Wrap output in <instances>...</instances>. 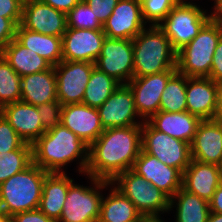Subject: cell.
<instances>
[{
	"instance_id": "cell-14",
	"label": "cell",
	"mask_w": 222,
	"mask_h": 222,
	"mask_svg": "<svg viewBox=\"0 0 222 222\" xmlns=\"http://www.w3.org/2000/svg\"><path fill=\"white\" fill-rule=\"evenodd\" d=\"M97 109L104 129L143 124L142 121L135 120L141 117L136 110L133 93L127 84H120Z\"/></svg>"
},
{
	"instance_id": "cell-41",
	"label": "cell",
	"mask_w": 222,
	"mask_h": 222,
	"mask_svg": "<svg viewBox=\"0 0 222 222\" xmlns=\"http://www.w3.org/2000/svg\"><path fill=\"white\" fill-rule=\"evenodd\" d=\"M11 222H54L39 209L24 211L11 216Z\"/></svg>"
},
{
	"instance_id": "cell-37",
	"label": "cell",
	"mask_w": 222,
	"mask_h": 222,
	"mask_svg": "<svg viewBox=\"0 0 222 222\" xmlns=\"http://www.w3.org/2000/svg\"><path fill=\"white\" fill-rule=\"evenodd\" d=\"M62 106L59 101H51L37 106V112L45 131L51 130L61 124Z\"/></svg>"
},
{
	"instance_id": "cell-23",
	"label": "cell",
	"mask_w": 222,
	"mask_h": 222,
	"mask_svg": "<svg viewBox=\"0 0 222 222\" xmlns=\"http://www.w3.org/2000/svg\"><path fill=\"white\" fill-rule=\"evenodd\" d=\"M20 101L34 106L58 101L54 66L42 72L21 77Z\"/></svg>"
},
{
	"instance_id": "cell-25",
	"label": "cell",
	"mask_w": 222,
	"mask_h": 222,
	"mask_svg": "<svg viewBox=\"0 0 222 222\" xmlns=\"http://www.w3.org/2000/svg\"><path fill=\"white\" fill-rule=\"evenodd\" d=\"M73 179L67 173H48L45 177L39 210L54 222H58Z\"/></svg>"
},
{
	"instance_id": "cell-32",
	"label": "cell",
	"mask_w": 222,
	"mask_h": 222,
	"mask_svg": "<svg viewBox=\"0 0 222 222\" xmlns=\"http://www.w3.org/2000/svg\"><path fill=\"white\" fill-rule=\"evenodd\" d=\"M33 163L32 145L25 143L14 151L0 153V184Z\"/></svg>"
},
{
	"instance_id": "cell-18",
	"label": "cell",
	"mask_w": 222,
	"mask_h": 222,
	"mask_svg": "<svg viewBox=\"0 0 222 222\" xmlns=\"http://www.w3.org/2000/svg\"><path fill=\"white\" fill-rule=\"evenodd\" d=\"M61 124L88 146L104 132L98 109L83 103L62 106Z\"/></svg>"
},
{
	"instance_id": "cell-19",
	"label": "cell",
	"mask_w": 222,
	"mask_h": 222,
	"mask_svg": "<svg viewBox=\"0 0 222 222\" xmlns=\"http://www.w3.org/2000/svg\"><path fill=\"white\" fill-rule=\"evenodd\" d=\"M218 105V83L209 77H187L186 111L200 120L213 119Z\"/></svg>"
},
{
	"instance_id": "cell-42",
	"label": "cell",
	"mask_w": 222,
	"mask_h": 222,
	"mask_svg": "<svg viewBox=\"0 0 222 222\" xmlns=\"http://www.w3.org/2000/svg\"><path fill=\"white\" fill-rule=\"evenodd\" d=\"M209 78L217 83L222 82V36L215 49Z\"/></svg>"
},
{
	"instance_id": "cell-47",
	"label": "cell",
	"mask_w": 222,
	"mask_h": 222,
	"mask_svg": "<svg viewBox=\"0 0 222 222\" xmlns=\"http://www.w3.org/2000/svg\"><path fill=\"white\" fill-rule=\"evenodd\" d=\"M207 222H222V214L211 212Z\"/></svg>"
},
{
	"instance_id": "cell-11",
	"label": "cell",
	"mask_w": 222,
	"mask_h": 222,
	"mask_svg": "<svg viewBox=\"0 0 222 222\" xmlns=\"http://www.w3.org/2000/svg\"><path fill=\"white\" fill-rule=\"evenodd\" d=\"M94 67V63L63 60L54 66L57 99L63 106L82 103Z\"/></svg>"
},
{
	"instance_id": "cell-17",
	"label": "cell",
	"mask_w": 222,
	"mask_h": 222,
	"mask_svg": "<svg viewBox=\"0 0 222 222\" xmlns=\"http://www.w3.org/2000/svg\"><path fill=\"white\" fill-rule=\"evenodd\" d=\"M131 170L160 189L170 199L182 187V173L178 169L167 166L143 149Z\"/></svg>"
},
{
	"instance_id": "cell-36",
	"label": "cell",
	"mask_w": 222,
	"mask_h": 222,
	"mask_svg": "<svg viewBox=\"0 0 222 222\" xmlns=\"http://www.w3.org/2000/svg\"><path fill=\"white\" fill-rule=\"evenodd\" d=\"M25 141L0 113V153L21 148Z\"/></svg>"
},
{
	"instance_id": "cell-35",
	"label": "cell",
	"mask_w": 222,
	"mask_h": 222,
	"mask_svg": "<svg viewBox=\"0 0 222 222\" xmlns=\"http://www.w3.org/2000/svg\"><path fill=\"white\" fill-rule=\"evenodd\" d=\"M142 17L150 25H159L180 0H140Z\"/></svg>"
},
{
	"instance_id": "cell-20",
	"label": "cell",
	"mask_w": 222,
	"mask_h": 222,
	"mask_svg": "<svg viewBox=\"0 0 222 222\" xmlns=\"http://www.w3.org/2000/svg\"><path fill=\"white\" fill-rule=\"evenodd\" d=\"M190 148L192 159L220 166L222 163V125L214 119L201 120Z\"/></svg>"
},
{
	"instance_id": "cell-8",
	"label": "cell",
	"mask_w": 222,
	"mask_h": 222,
	"mask_svg": "<svg viewBox=\"0 0 222 222\" xmlns=\"http://www.w3.org/2000/svg\"><path fill=\"white\" fill-rule=\"evenodd\" d=\"M88 179L91 180L92 187L75 183L69 186L58 222H98L103 197L100 190L111 187V182L91 176Z\"/></svg>"
},
{
	"instance_id": "cell-2",
	"label": "cell",
	"mask_w": 222,
	"mask_h": 222,
	"mask_svg": "<svg viewBox=\"0 0 222 222\" xmlns=\"http://www.w3.org/2000/svg\"><path fill=\"white\" fill-rule=\"evenodd\" d=\"M33 163L48 173H66L62 168L79 161L78 172L85 175L89 162V146L71 130L59 124L46 131L32 144Z\"/></svg>"
},
{
	"instance_id": "cell-29",
	"label": "cell",
	"mask_w": 222,
	"mask_h": 222,
	"mask_svg": "<svg viewBox=\"0 0 222 222\" xmlns=\"http://www.w3.org/2000/svg\"><path fill=\"white\" fill-rule=\"evenodd\" d=\"M169 205L170 211L176 207V222H207L211 213L207 200L182 187L170 199Z\"/></svg>"
},
{
	"instance_id": "cell-44",
	"label": "cell",
	"mask_w": 222,
	"mask_h": 222,
	"mask_svg": "<svg viewBox=\"0 0 222 222\" xmlns=\"http://www.w3.org/2000/svg\"><path fill=\"white\" fill-rule=\"evenodd\" d=\"M211 212L222 214V183L216 188L212 199L209 201Z\"/></svg>"
},
{
	"instance_id": "cell-26",
	"label": "cell",
	"mask_w": 222,
	"mask_h": 222,
	"mask_svg": "<svg viewBox=\"0 0 222 222\" xmlns=\"http://www.w3.org/2000/svg\"><path fill=\"white\" fill-rule=\"evenodd\" d=\"M15 39L47 60L52 66L62 61V37L33 32L19 24L16 28Z\"/></svg>"
},
{
	"instance_id": "cell-33",
	"label": "cell",
	"mask_w": 222,
	"mask_h": 222,
	"mask_svg": "<svg viewBox=\"0 0 222 222\" xmlns=\"http://www.w3.org/2000/svg\"><path fill=\"white\" fill-rule=\"evenodd\" d=\"M21 99V77L0 54V109Z\"/></svg>"
},
{
	"instance_id": "cell-13",
	"label": "cell",
	"mask_w": 222,
	"mask_h": 222,
	"mask_svg": "<svg viewBox=\"0 0 222 222\" xmlns=\"http://www.w3.org/2000/svg\"><path fill=\"white\" fill-rule=\"evenodd\" d=\"M105 38L103 30L67 27L62 36V60L95 63Z\"/></svg>"
},
{
	"instance_id": "cell-28",
	"label": "cell",
	"mask_w": 222,
	"mask_h": 222,
	"mask_svg": "<svg viewBox=\"0 0 222 222\" xmlns=\"http://www.w3.org/2000/svg\"><path fill=\"white\" fill-rule=\"evenodd\" d=\"M142 218L135 205L115 187L102 197L98 222H140Z\"/></svg>"
},
{
	"instance_id": "cell-12",
	"label": "cell",
	"mask_w": 222,
	"mask_h": 222,
	"mask_svg": "<svg viewBox=\"0 0 222 222\" xmlns=\"http://www.w3.org/2000/svg\"><path fill=\"white\" fill-rule=\"evenodd\" d=\"M176 72L177 70H168L148 76L133 77L127 83L133 93L141 121H147L159 111L163 90Z\"/></svg>"
},
{
	"instance_id": "cell-45",
	"label": "cell",
	"mask_w": 222,
	"mask_h": 222,
	"mask_svg": "<svg viewBox=\"0 0 222 222\" xmlns=\"http://www.w3.org/2000/svg\"><path fill=\"white\" fill-rule=\"evenodd\" d=\"M214 10L209 15V21L218 24L222 28V0L214 2Z\"/></svg>"
},
{
	"instance_id": "cell-22",
	"label": "cell",
	"mask_w": 222,
	"mask_h": 222,
	"mask_svg": "<svg viewBox=\"0 0 222 222\" xmlns=\"http://www.w3.org/2000/svg\"><path fill=\"white\" fill-rule=\"evenodd\" d=\"M0 113L25 143L32 145L46 132L42 127L37 106L18 101L3 106Z\"/></svg>"
},
{
	"instance_id": "cell-16",
	"label": "cell",
	"mask_w": 222,
	"mask_h": 222,
	"mask_svg": "<svg viewBox=\"0 0 222 222\" xmlns=\"http://www.w3.org/2000/svg\"><path fill=\"white\" fill-rule=\"evenodd\" d=\"M20 24L33 32L62 37L67 29L66 13L41 0H24Z\"/></svg>"
},
{
	"instance_id": "cell-7",
	"label": "cell",
	"mask_w": 222,
	"mask_h": 222,
	"mask_svg": "<svg viewBox=\"0 0 222 222\" xmlns=\"http://www.w3.org/2000/svg\"><path fill=\"white\" fill-rule=\"evenodd\" d=\"M208 21L209 15L204 9L193 2L180 0L158 26L178 52L198 35Z\"/></svg>"
},
{
	"instance_id": "cell-31",
	"label": "cell",
	"mask_w": 222,
	"mask_h": 222,
	"mask_svg": "<svg viewBox=\"0 0 222 222\" xmlns=\"http://www.w3.org/2000/svg\"><path fill=\"white\" fill-rule=\"evenodd\" d=\"M186 86L187 76L177 71L163 90L159 110L169 113L186 111Z\"/></svg>"
},
{
	"instance_id": "cell-39",
	"label": "cell",
	"mask_w": 222,
	"mask_h": 222,
	"mask_svg": "<svg viewBox=\"0 0 222 222\" xmlns=\"http://www.w3.org/2000/svg\"><path fill=\"white\" fill-rule=\"evenodd\" d=\"M22 19H8L0 16V54L5 46L15 38L16 28Z\"/></svg>"
},
{
	"instance_id": "cell-43",
	"label": "cell",
	"mask_w": 222,
	"mask_h": 222,
	"mask_svg": "<svg viewBox=\"0 0 222 222\" xmlns=\"http://www.w3.org/2000/svg\"><path fill=\"white\" fill-rule=\"evenodd\" d=\"M42 2L50 5L56 10L68 13L71 11L81 0H41Z\"/></svg>"
},
{
	"instance_id": "cell-50",
	"label": "cell",
	"mask_w": 222,
	"mask_h": 222,
	"mask_svg": "<svg viewBox=\"0 0 222 222\" xmlns=\"http://www.w3.org/2000/svg\"><path fill=\"white\" fill-rule=\"evenodd\" d=\"M218 102H222V82L218 83Z\"/></svg>"
},
{
	"instance_id": "cell-49",
	"label": "cell",
	"mask_w": 222,
	"mask_h": 222,
	"mask_svg": "<svg viewBox=\"0 0 222 222\" xmlns=\"http://www.w3.org/2000/svg\"><path fill=\"white\" fill-rule=\"evenodd\" d=\"M0 222H11V216L0 210Z\"/></svg>"
},
{
	"instance_id": "cell-48",
	"label": "cell",
	"mask_w": 222,
	"mask_h": 222,
	"mask_svg": "<svg viewBox=\"0 0 222 222\" xmlns=\"http://www.w3.org/2000/svg\"><path fill=\"white\" fill-rule=\"evenodd\" d=\"M160 217H143L140 222H164Z\"/></svg>"
},
{
	"instance_id": "cell-4",
	"label": "cell",
	"mask_w": 222,
	"mask_h": 222,
	"mask_svg": "<svg viewBox=\"0 0 222 222\" xmlns=\"http://www.w3.org/2000/svg\"><path fill=\"white\" fill-rule=\"evenodd\" d=\"M48 172L32 163L0 184V210L8 216L39 208Z\"/></svg>"
},
{
	"instance_id": "cell-38",
	"label": "cell",
	"mask_w": 222,
	"mask_h": 222,
	"mask_svg": "<svg viewBox=\"0 0 222 222\" xmlns=\"http://www.w3.org/2000/svg\"><path fill=\"white\" fill-rule=\"evenodd\" d=\"M103 25L110 17L119 0H83Z\"/></svg>"
},
{
	"instance_id": "cell-34",
	"label": "cell",
	"mask_w": 222,
	"mask_h": 222,
	"mask_svg": "<svg viewBox=\"0 0 222 222\" xmlns=\"http://www.w3.org/2000/svg\"><path fill=\"white\" fill-rule=\"evenodd\" d=\"M66 19L70 28L102 30L101 22L83 0L66 14Z\"/></svg>"
},
{
	"instance_id": "cell-9",
	"label": "cell",
	"mask_w": 222,
	"mask_h": 222,
	"mask_svg": "<svg viewBox=\"0 0 222 222\" xmlns=\"http://www.w3.org/2000/svg\"><path fill=\"white\" fill-rule=\"evenodd\" d=\"M142 149L181 173L192 159L189 143L154 129L147 121L142 124Z\"/></svg>"
},
{
	"instance_id": "cell-3",
	"label": "cell",
	"mask_w": 222,
	"mask_h": 222,
	"mask_svg": "<svg viewBox=\"0 0 222 222\" xmlns=\"http://www.w3.org/2000/svg\"><path fill=\"white\" fill-rule=\"evenodd\" d=\"M133 77L177 70V52L158 25H149L133 40Z\"/></svg>"
},
{
	"instance_id": "cell-6",
	"label": "cell",
	"mask_w": 222,
	"mask_h": 222,
	"mask_svg": "<svg viewBox=\"0 0 222 222\" xmlns=\"http://www.w3.org/2000/svg\"><path fill=\"white\" fill-rule=\"evenodd\" d=\"M113 185L135 205L143 217H159L170 211V198L131 169L117 175L111 181Z\"/></svg>"
},
{
	"instance_id": "cell-46",
	"label": "cell",
	"mask_w": 222,
	"mask_h": 222,
	"mask_svg": "<svg viewBox=\"0 0 222 222\" xmlns=\"http://www.w3.org/2000/svg\"><path fill=\"white\" fill-rule=\"evenodd\" d=\"M213 119L222 125V102H218L216 114Z\"/></svg>"
},
{
	"instance_id": "cell-27",
	"label": "cell",
	"mask_w": 222,
	"mask_h": 222,
	"mask_svg": "<svg viewBox=\"0 0 222 222\" xmlns=\"http://www.w3.org/2000/svg\"><path fill=\"white\" fill-rule=\"evenodd\" d=\"M1 55L20 77L42 72L52 66L37 53L21 45L15 38L5 46Z\"/></svg>"
},
{
	"instance_id": "cell-40",
	"label": "cell",
	"mask_w": 222,
	"mask_h": 222,
	"mask_svg": "<svg viewBox=\"0 0 222 222\" xmlns=\"http://www.w3.org/2000/svg\"><path fill=\"white\" fill-rule=\"evenodd\" d=\"M24 0H0V16L8 19H22Z\"/></svg>"
},
{
	"instance_id": "cell-24",
	"label": "cell",
	"mask_w": 222,
	"mask_h": 222,
	"mask_svg": "<svg viewBox=\"0 0 222 222\" xmlns=\"http://www.w3.org/2000/svg\"><path fill=\"white\" fill-rule=\"evenodd\" d=\"M200 119L187 111H158L147 122L156 130L191 144Z\"/></svg>"
},
{
	"instance_id": "cell-30",
	"label": "cell",
	"mask_w": 222,
	"mask_h": 222,
	"mask_svg": "<svg viewBox=\"0 0 222 222\" xmlns=\"http://www.w3.org/2000/svg\"><path fill=\"white\" fill-rule=\"evenodd\" d=\"M119 86L120 83L113 77L94 67L86 85L82 103L98 108Z\"/></svg>"
},
{
	"instance_id": "cell-15",
	"label": "cell",
	"mask_w": 222,
	"mask_h": 222,
	"mask_svg": "<svg viewBox=\"0 0 222 222\" xmlns=\"http://www.w3.org/2000/svg\"><path fill=\"white\" fill-rule=\"evenodd\" d=\"M146 25L140 0H119L102 30L108 38L133 40Z\"/></svg>"
},
{
	"instance_id": "cell-1",
	"label": "cell",
	"mask_w": 222,
	"mask_h": 222,
	"mask_svg": "<svg viewBox=\"0 0 222 222\" xmlns=\"http://www.w3.org/2000/svg\"><path fill=\"white\" fill-rule=\"evenodd\" d=\"M141 150L142 125L104 129L89 146L85 174L111 182L117 175L132 168Z\"/></svg>"
},
{
	"instance_id": "cell-21",
	"label": "cell",
	"mask_w": 222,
	"mask_h": 222,
	"mask_svg": "<svg viewBox=\"0 0 222 222\" xmlns=\"http://www.w3.org/2000/svg\"><path fill=\"white\" fill-rule=\"evenodd\" d=\"M221 183L222 169L216 164L191 159L190 164L182 173V188L208 202Z\"/></svg>"
},
{
	"instance_id": "cell-5",
	"label": "cell",
	"mask_w": 222,
	"mask_h": 222,
	"mask_svg": "<svg viewBox=\"0 0 222 222\" xmlns=\"http://www.w3.org/2000/svg\"><path fill=\"white\" fill-rule=\"evenodd\" d=\"M222 28L208 21L198 35L177 52V71L187 77H209Z\"/></svg>"
},
{
	"instance_id": "cell-10",
	"label": "cell",
	"mask_w": 222,
	"mask_h": 222,
	"mask_svg": "<svg viewBox=\"0 0 222 222\" xmlns=\"http://www.w3.org/2000/svg\"><path fill=\"white\" fill-rule=\"evenodd\" d=\"M95 67L113 77L120 84H127L133 78V41L106 37Z\"/></svg>"
}]
</instances>
